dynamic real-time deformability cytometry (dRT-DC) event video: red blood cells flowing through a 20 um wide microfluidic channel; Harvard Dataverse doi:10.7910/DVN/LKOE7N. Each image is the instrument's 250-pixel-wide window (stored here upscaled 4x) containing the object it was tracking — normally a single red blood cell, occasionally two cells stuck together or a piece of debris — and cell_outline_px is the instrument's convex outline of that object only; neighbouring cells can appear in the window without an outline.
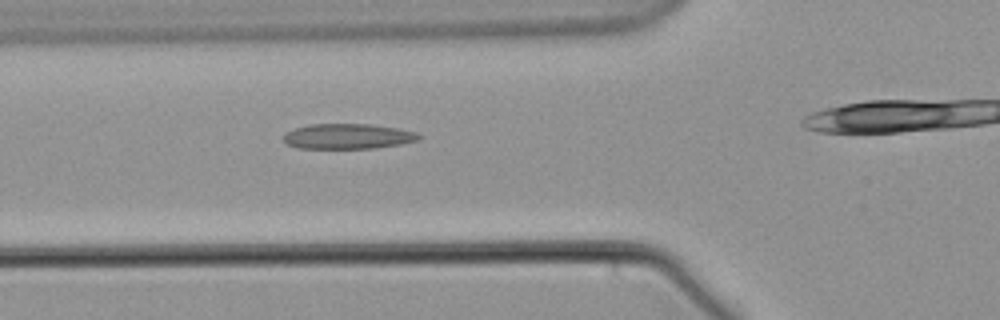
{"species": "common noctule bat (a hibernating species)", "species_latin": "Nyctalus noctula", "temperature_condition": "warm", "stored_images_in_passage": 38, "camera_frame_rate_fps": 3000, "um_per_image_px": 0.085, "animal": {"sex": "male", "body_mass_g": 21.5, "forearm_length_mm": 52.0}, "frame": {"image": 1, "passage_image": 6, "time_ms": 1.667, "image_size_px": [1000, 320], "cell_outline_px": [[424, 136], [416, 140], [400, 144], [372, 148], [300, 148], [288, 144], [284, 140], [284, 132], [292, 128], [308, 124], [372, 124], [400, 128], [416, 132]], "centroid_in_image_um": [29.56, 11.57], "position_along_channel_um": 96.2, "area_um2": 20.0}}